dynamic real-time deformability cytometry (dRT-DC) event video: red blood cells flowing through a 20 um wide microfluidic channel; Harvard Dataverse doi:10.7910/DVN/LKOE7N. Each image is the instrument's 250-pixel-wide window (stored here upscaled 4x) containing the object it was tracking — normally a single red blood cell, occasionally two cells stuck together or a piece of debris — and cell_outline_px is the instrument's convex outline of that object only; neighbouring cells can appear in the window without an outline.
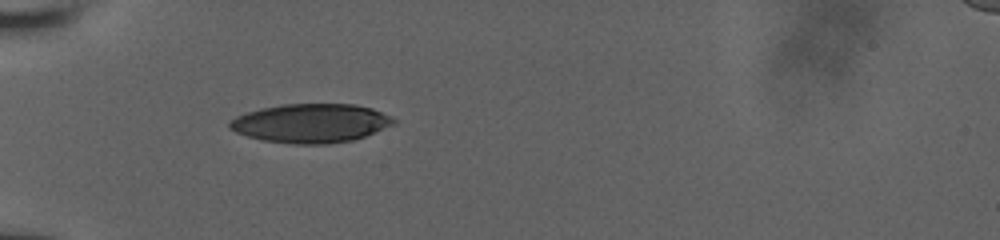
{"species": "human", "species_latin": "Homo sapiens", "temperature_condition": "room temperature", "stored_images_in_passage": 9, "camera_frame_rate_fps": 3000, "um_per_image_px": 0.085, "donor": {"sex": "male"}, "frame": {"image": 1, "passage_image": 1, "time_ms": 0.0, "image_size_px": [1000, 240], "cell_outline_px": [[396, 124], [364, 136], [352, 140], [328, 144], [296, 144], [264, 140], [248, 136], [236, 132], [228, 128], [228, 120], [236, 116], [260, 108], [280, 104], [356, 104], [372, 108], [392, 116], [396, 120]], "centroid_in_image_um": [26.43, 10.46], "position_along_channel_um": 58.6, "area_um2": 37.34}}
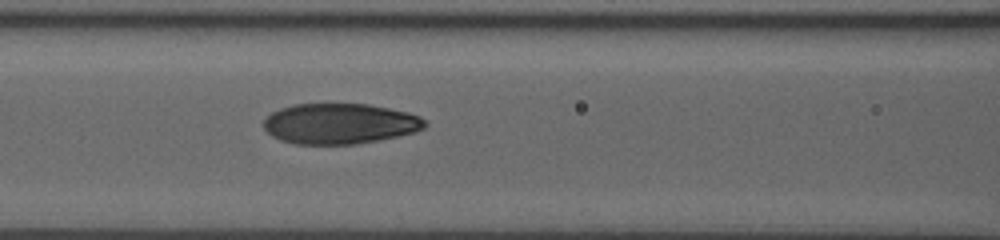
{"frame": {"image": 2, "passage_image": 6, "time_ms": 2.333, "image_size_px": [1000, 240], "cell_outline_px": [[428, 124], [424, 128], [416, 132], [356, 144], [296, 144], [280, 140], [272, 136], [264, 128], [264, 120], [272, 112], [280, 108], [292, 104], [368, 104], [408, 112], [420, 116]], "centroid_in_image_um": [28.88, 10.51], "position_along_channel_um": 137.7, "area_um2": 38.03}}
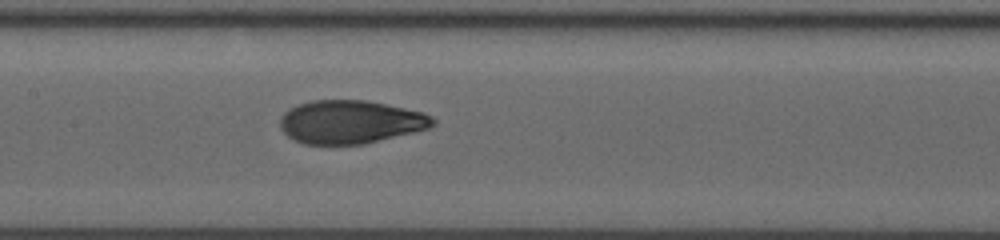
{"frame": {"image": 3, "passage_image": 9, "time_ms": 3.333, "image_size_px": [1000, 240], "cell_outline_px": [[436, 124], [428, 128], [364, 144], [304, 144], [288, 136], [280, 128], [280, 116], [288, 108], [312, 100], [368, 100], [424, 112], [432, 116], [436, 120]], "centroid_in_image_um": [29.79, 10.35], "position_along_channel_um": 177.6, "area_um2": 38.55}}